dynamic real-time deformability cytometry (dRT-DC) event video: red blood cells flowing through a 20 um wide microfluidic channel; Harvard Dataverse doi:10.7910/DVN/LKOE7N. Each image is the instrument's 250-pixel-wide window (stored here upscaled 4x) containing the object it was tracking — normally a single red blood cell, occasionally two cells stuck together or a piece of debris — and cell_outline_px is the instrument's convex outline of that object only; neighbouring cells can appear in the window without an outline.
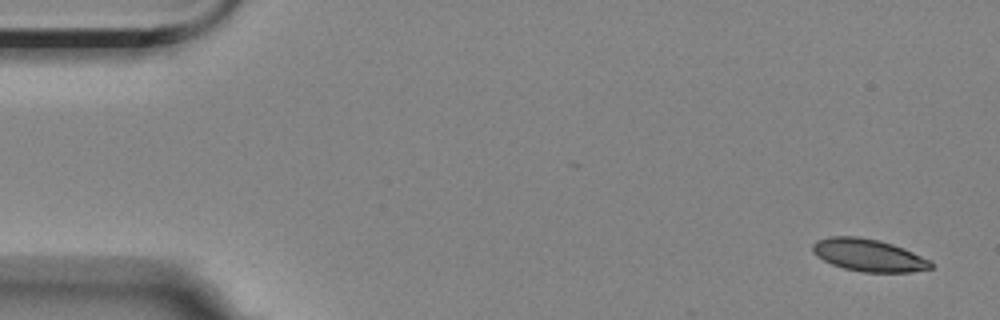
{"species": "Egyptian fruit bat (a non-hibernating species)", "species_latin": "Rousettus aegyptiacus", "temperature_condition": "room temperature", "stored_images_in_passage": 5, "camera_frame_rate_fps": 3000, "um_per_image_px": 0.085, "animal": {"sex": "female"}, "frame": {"image": 1, "passage_image": 1, "time_ms": 0.0, "image_size_px": [1000, 320], "cell_outline_px": [[932, 268], [908, 272], [864, 272], [844, 268], [832, 264], [816, 256], [812, 252], [812, 244], [816, 240], [832, 236], [856, 236], [880, 240], [904, 248], [932, 260]], "centroid_in_image_um": [73.82, 21.68], "position_along_channel_um": 11.2, "area_um2": 22.37}}
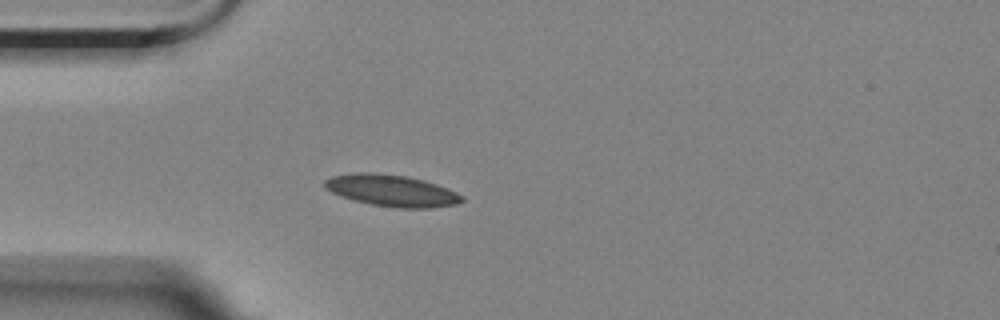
{"frame": {"image": 2, "passage_image": 4, "time_ms": 4.333, "image_size_px": [1000, 320], "cell_outline_px": [[464, 200], [456, 204], [432, 208], [396, 208], [372, 204], [352, 200], [340, 196], [324, 188], [324, 180], [332, 176], [356, 172], [372, 172], [404, 176], [424, 180], [448, 188], [464, 196]], "centroid_in_image_um": [33.28, 16.2], "position_along_channel_um": 51.7, "area_um2": 25.37}}